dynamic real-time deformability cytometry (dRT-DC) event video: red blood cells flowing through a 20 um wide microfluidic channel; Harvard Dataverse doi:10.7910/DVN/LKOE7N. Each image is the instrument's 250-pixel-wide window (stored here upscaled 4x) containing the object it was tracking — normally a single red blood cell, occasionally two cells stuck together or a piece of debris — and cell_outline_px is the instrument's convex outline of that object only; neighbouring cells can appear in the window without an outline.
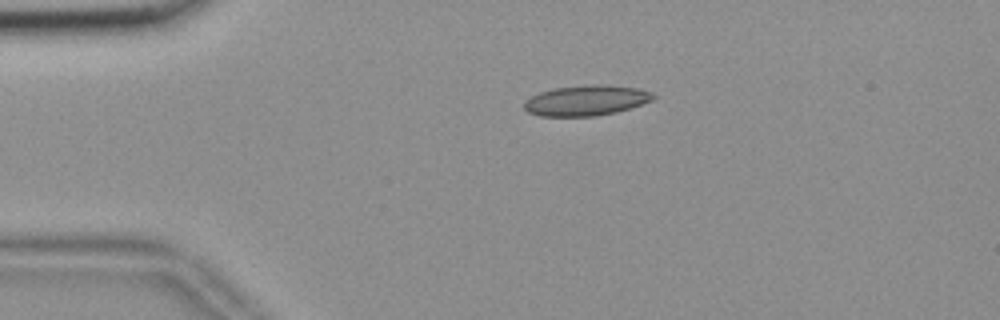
{"species": "common noctule bat (a hibernating species)", "species_latin": "Nyctalus noctula", "temperature_condition": "room temperature", "stored_images_in_passage": 44, "camera_frame_rate_fps": 3000, "um_per_image_px": 0.085, "animal": {"sex": "female", "body_mass_g": 18.4}, "frame": {"image": 1, "passage_image": 1, "time_ms": 0.0, "image_size_px": [1000, 320], "cell_outline_px": [[656, 96], [652, 100], [616, 112], [596, 116], [540, 116], [528, 112], [524, 108], [524, 100], [540, 92], [552, 88], [596, 84], [636, 88], [652, 92]], "centroid_in_image_um": [49.79, 8.54], "position_along_channel_um": 35.2, "area_um2": 22.66}}
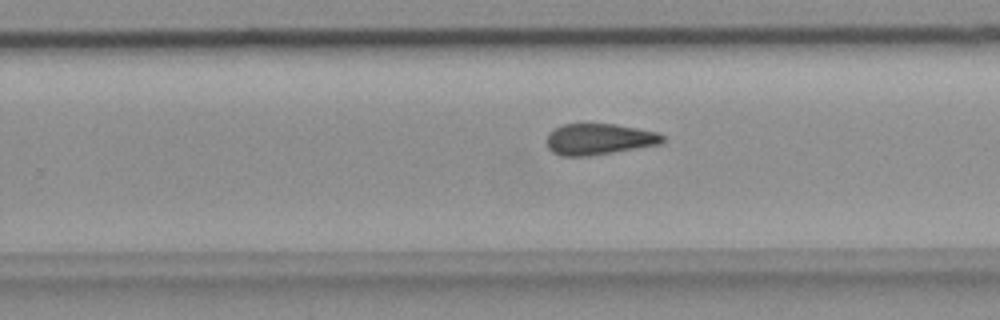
{"frame": {"image": 2, "passage_image": 24, "time_ms": 7.667, "image_size_px": [1000, 320], "cell_outline_px": [[664, 140], [660, 144], [588, 156], [560, 156], [552, 152], [548, 148], [548, 132], [564, 124], [616, 124], [656, 132], [664, 136]], "centroid_in_image_um": [50.9, 11.83], "position_along_channel_um": 278.9, "area_um2": 20.81}}
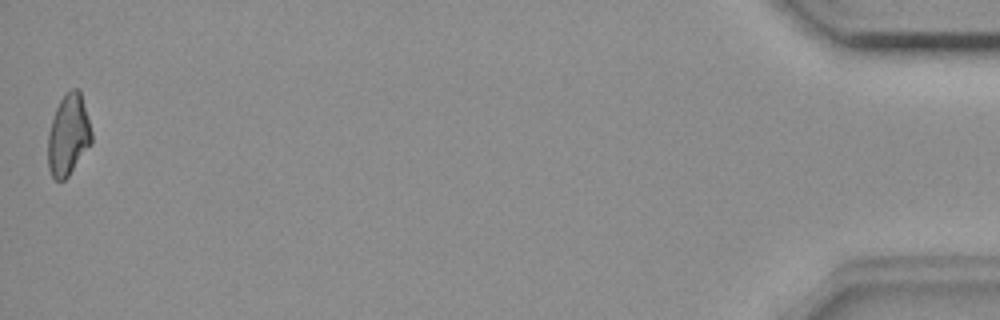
{"frame": {"image": 3, "passage_image": 44, "time_ms": 14.333, "image_size_px": [1000, 320], "cell_outline_px": [[92, 144], [68, 176], [64, 180], [56, 180], [52, 176], [48, 168], [48, 132], [56, 108], [60, 100], [72, 88], [76, 88], [80, 92], [92, 132]], "centroid_in_image_um": [5.81, 11.51], "position_along_channel_um": 429.4, "area_um2": 20.46}, "authors_computed_cell_mechanics": {"area_um2": 21.386, "velocity_mm_per_s": 3.6729, "shape_relaxation_time_tau1_ms": null, "shape_relaxation_time_tau2_ms": 5.0542, "deformation_change_tau1": null, "deformation_change_tau2": 0.1211}}